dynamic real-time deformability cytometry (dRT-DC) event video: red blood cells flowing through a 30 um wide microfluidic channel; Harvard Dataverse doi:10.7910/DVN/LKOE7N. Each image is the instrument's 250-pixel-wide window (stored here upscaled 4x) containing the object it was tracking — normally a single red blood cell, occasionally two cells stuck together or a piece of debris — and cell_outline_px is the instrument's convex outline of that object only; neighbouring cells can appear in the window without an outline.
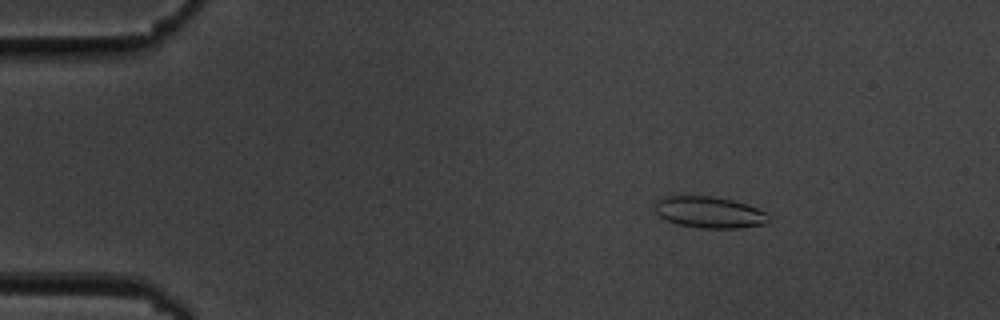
{"species": "common noctule bat (a hibernating species)", "species_latin": "Nyctalus noctula", "temperature_condition": "cold", "stored_images_in_passage": 55, "camera_frame_rate_fps": 3000, "um_per_image_px": 0.085, "animal": {"sex": "male", "body_mass_g": 19.5, "forearm_length_mm": 54.6}, "frame": {"image": 1, "passage_image": 8, "time_ms": 2.333, "image_size_px": [1000, 320], "cell_outline_px": [[768, 220], [764, 224], [740, 228], [700, 228], [676, 224], [660, 216], [652, 208], [664, 196], [712, 196], [732, 200], [748, 204], [764, 212], [768, 216]], "centroid_in_image_um": [60.27, 18.05], "position_along_channel_um": 24.7, "area_um2": 20.69}}
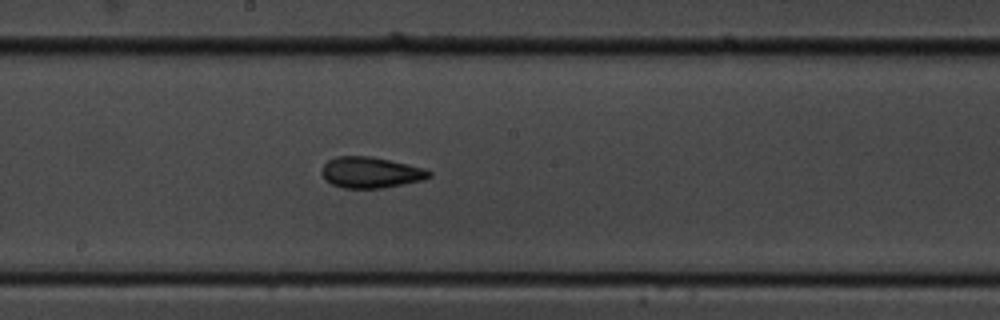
{"frame": {"image": 2, "passage_image": 30, "time_ms": 9.667, "image_size_px": [1000, 320], "cell_outline_px": [[432, 176], [424, 180], [380, 188], [344, 188], [332, 184], [324, 180], [320, 172], [324, 164], [328, 160], [336, 156], [372, 156], [424, 168], [432, 172]], "centroid_in_image_um": [31.49, 14.65], "position_along_channel_um": 216.7, "area_um2": 19.48}}
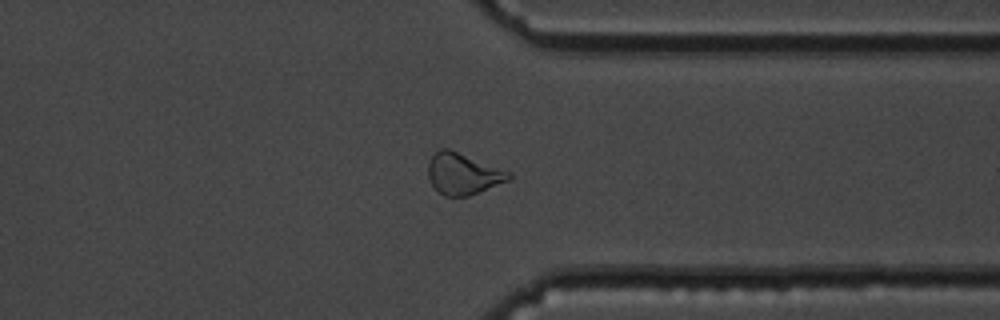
{"frame": {"image": 3, "passage_image": 43, "time_ms": 14.0, "image_size_px": [1000, 320], "cell_outline_px": [[512, 180], [468, 196], [444, 196], [432, 184], [428, 176], [428, 164], [432, 156], [440, 148], [448, 148], [512, 172]], "centroid_in_image_um": [39.4, 14.77], "position_along_channel_um": 372.0, "area_um2": 19.48}, "authors_computed_cell_mechanics": {"area_um2": 19.941, "velocity_mm_per_s": 3.6193, "shape_relaxation_time_tau1_ms": 4.3079, "shape_relaxation_time_tau2_ms": 2.7212, "deformation_change_tau1": 0.1316, "deformation_change_tau2": 0.0999}}